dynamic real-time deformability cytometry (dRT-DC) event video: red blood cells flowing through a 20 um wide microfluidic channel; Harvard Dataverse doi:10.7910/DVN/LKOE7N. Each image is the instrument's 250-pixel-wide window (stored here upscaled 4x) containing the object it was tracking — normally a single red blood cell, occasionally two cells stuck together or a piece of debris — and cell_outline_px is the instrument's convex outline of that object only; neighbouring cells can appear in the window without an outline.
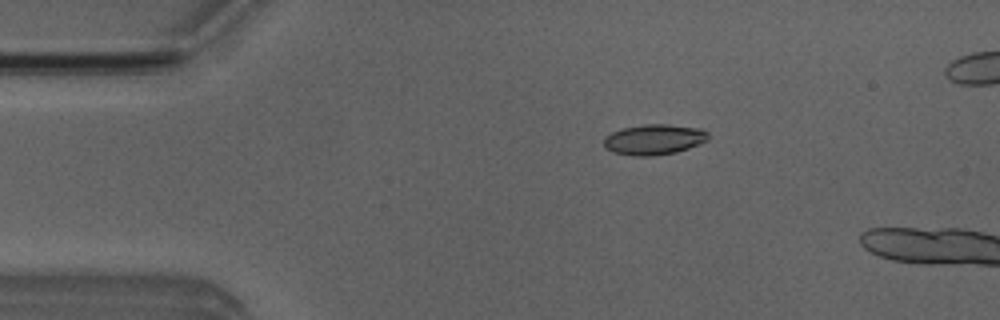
{"species": "Egyptian fruit bat (a non-hibernating species)", "species_latin": "Rousettus aegyptiacus", "temperature_condition": "room temperature", "stored_images_in_passage": 43, "camera_frame_rate_fps": 3000, "um_per_image_px": 0.085, "animal": {"sex": "male"}, "frame": {"image": 1, "passage_image": 6, "time_ms": 1.667, "image_size_px": [1000, 320], "cell_outline_px": [[708, 140], [688, 148], [676, 152], [652, 156], [632, 156], [612, 152], [604, 148], [604, 136], [612, 132], [624, 128], [644, 124], [668, 124], [700, 128], [708, 132]], "centroid_in_image_um": [55.57, 11.86], "position_along_channel_um": 29.4, "area_um2": 18.61}}
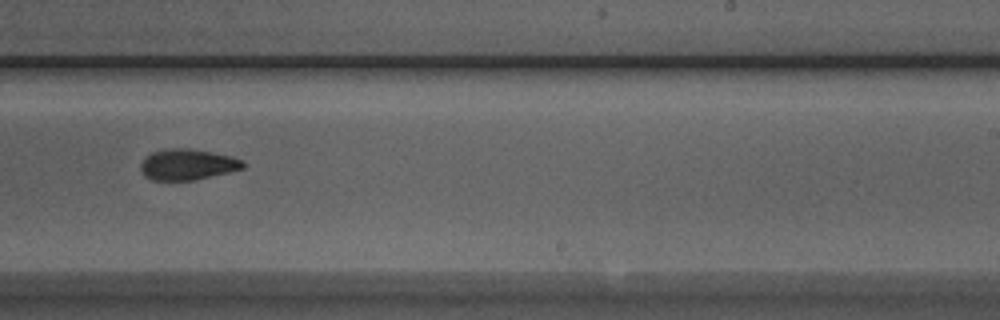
{"frame": {"image": 2, "passage_image": 28, "time_ms": 9.0, "image_size_px": [1000, 320], "cell_outline_px": [[244, 168], [228, 172], [192, 180], [152, 180], [144, 176], [140, 168], [140, 164], [144, 156], [152, 152], [168, 148], [188, 148], [212, 152], [232, 156], [244, 160]], "centroid_in_image_um": [15.91, 13.97], "position_along_channel_um": 273.1, "area_um2": 18.5}}
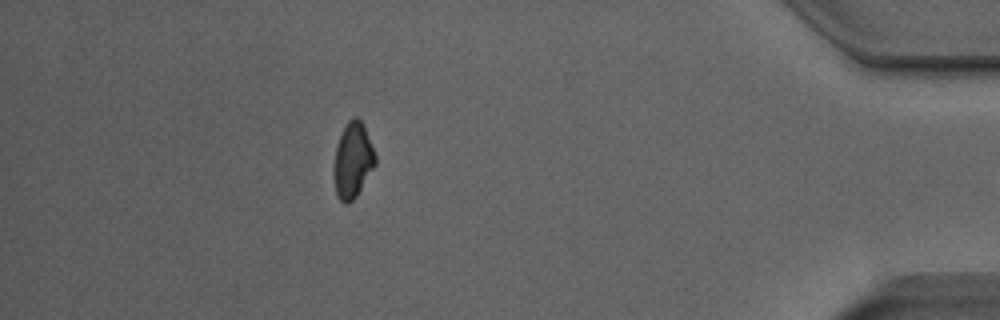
{"frame": {"image": 3, "passage_image": 42, "time_ms": 13.667, "image_size_px": [1000, 320], "cell_outline_px": [[376, 164], [356, 196], [352, 200], [344, 204], [336, 196], [332, 172], [336, 148], [340, 136], [348, 120], [352, 116], [356, 116], [364, 124], [376, 156]], "centroid_in_image_um": [29.97, 13.63], "position_along_channel_um": 405.2, "area_um2": 18.32}}